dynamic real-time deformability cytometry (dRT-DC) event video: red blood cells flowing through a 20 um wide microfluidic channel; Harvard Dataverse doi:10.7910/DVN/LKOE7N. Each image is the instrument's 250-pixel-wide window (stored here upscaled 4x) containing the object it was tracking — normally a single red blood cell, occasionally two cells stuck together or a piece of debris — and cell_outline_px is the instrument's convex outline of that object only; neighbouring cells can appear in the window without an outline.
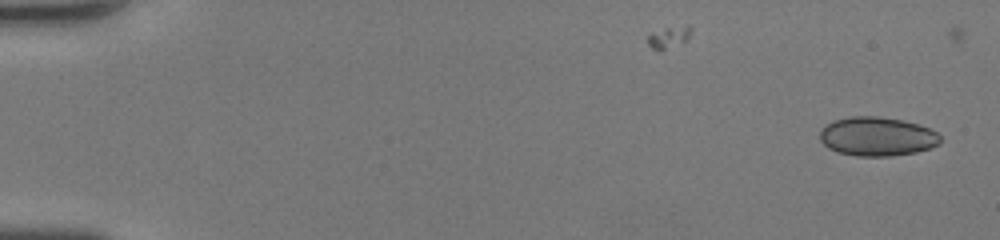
{"species": "human", "species_latin": "Homo sapiens", "temperature_condition": "room temperature", "stored_images_in_passage": 46, "camera_frame_rate_fps": 3000, "um_per_image_px": 0.085, "donor": {"sex": "female"}, "frame": {"image": 1, "passage_image": 1, "time_ms": 0.0, "image_size_px": [1000, 240], "cell_outline_px": [[940, 144], [916, 152], [892, 156], [856, 156], [836, 152], [828, 148], [820, 140], [820, 132], [832, 120], [848, 116], [876, 116], [900, 120], [920, 124], [936, 132], [940, 136]], "centroid_in_image_um": [74.54, 11.6], "position_along_channel_um": 10.5, "area_um2": 27.4}}
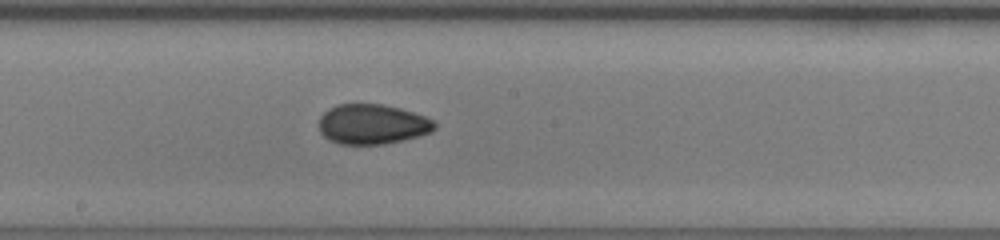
{"frame": {"image": 2, "passage_image": 26, "time_ms": 8.333, "image_size_px": [1000, 240], "cell_outline_px": [[436, 128], [432, 132], [420, 136], [404, 140], [384, 144], [340, 144], [328, 140], [320, 132], [320, 116], [328, 108], [336, 104], [380, 104], [400, 108], [424, 116], [432, 120], [436, 124]], "centroid_in_image_um": [31.64, 10.56], "position_along_channel_um": 216.6, "area_um2": 27.05}}
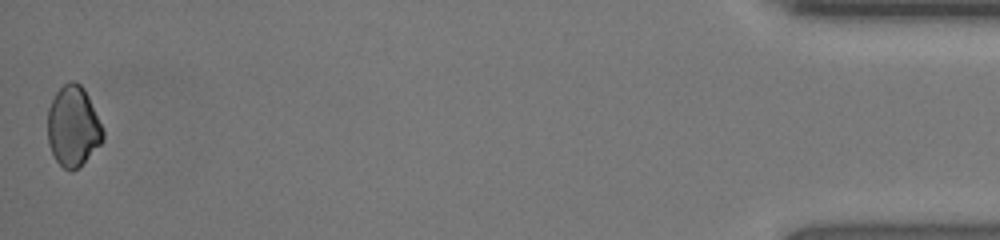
{"frame": {"image": 3, "passage_image": 46, "time_ms": 15.0, "image_size_px": [1000, 240], "cell_outline_px": [[104, 140], [80, 168], [72, 172], [68, 172], [56, 160], [48, 144], [48, 108], [56, 92], [68, 80], [76, 80], [84, 88], [88, 96], [104, 132]], "centroid_in_image_um": [6.21, 10.76], "position_along_channel_um": 429.0, "area_um2": 26.13}, "authors_computed_cell_mechanics": {"area_um2": 26.8192, "velocity_mm_per_s": 4.4978, "shape_relaxation_time_tau1_ms": 9.9814, "shape_relaxation_time_tau2_ms": 1.9008, "deformation_change_tau1": 0.1453, "deformation_change_tau2": 0.054}}